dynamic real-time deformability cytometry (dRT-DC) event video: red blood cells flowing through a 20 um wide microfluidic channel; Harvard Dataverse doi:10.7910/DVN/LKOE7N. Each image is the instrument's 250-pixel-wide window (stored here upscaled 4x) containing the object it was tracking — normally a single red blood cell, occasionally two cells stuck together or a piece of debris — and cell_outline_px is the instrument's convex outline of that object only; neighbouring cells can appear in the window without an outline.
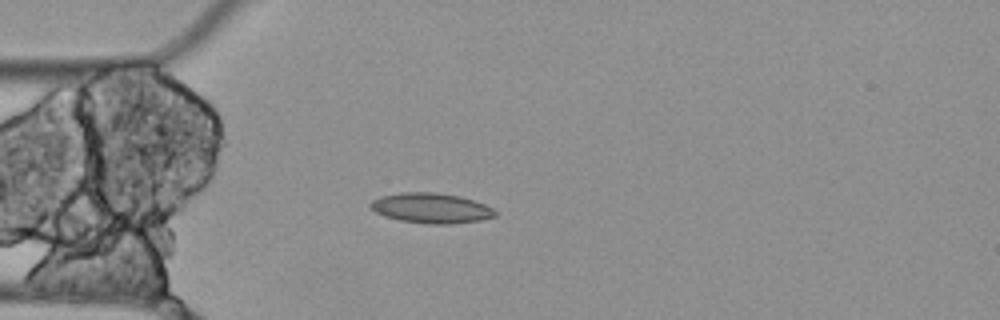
{"species": "Egyptian fruit bat (a non-hibernating species)", "species_latin": "Rousettus aegyptiacus", "temperature_condition": "cold", "stored_images_in_passage": 3, "camera_frame_rate_fps": 3000, "um_per_image_px": 0.085, "animal": {"sex": "female"}, "frame": {"image": 1, "passage_image": 3, "time_ms": 0.667, "image_size_px": [1000, 320], "cell_outline_px": [[496, 216], [480, 220], [452, 224], [428, 224], [400, 220], [384, 216], [376, 212], [368, 204], [372, 200], [380, 196], [400, 192], [436, 192], [460, 196], [484, 204], [492, 208], [496, 212]], "centroid_in_image_um": [36.63, 17.68], "position_along_channel_um": 48.4, "area_um2": 21.91}}